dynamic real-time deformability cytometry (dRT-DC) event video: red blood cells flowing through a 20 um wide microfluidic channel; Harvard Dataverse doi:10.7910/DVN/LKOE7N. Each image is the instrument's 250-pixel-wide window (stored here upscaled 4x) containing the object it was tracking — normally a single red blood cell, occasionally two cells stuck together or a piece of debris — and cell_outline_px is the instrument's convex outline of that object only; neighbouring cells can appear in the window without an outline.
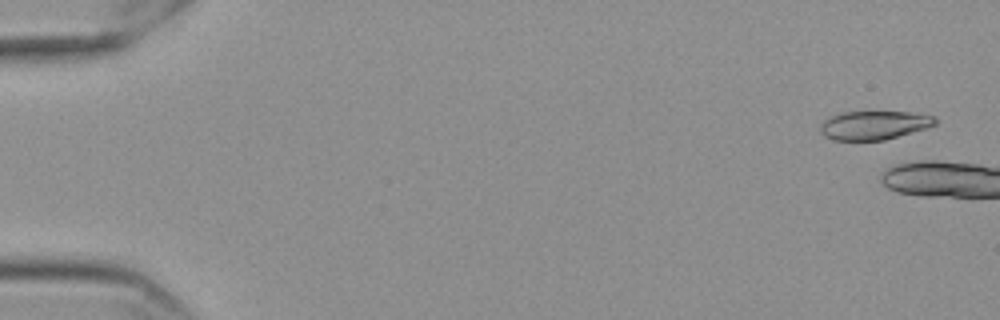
{"species": "Egyptian fruit bat (a non-hibernating species)", "species_latin": "Rousettus aegyptiacus", "temperature_condition": "cold", "stored_images_in_passage": 10, "camera_frame_rate_fps": 3000, "um_per_image_px": 0.085, "frame": {"image": 1, "passage_image": 2, "time_ms": 0.333, "image_size_px": [1000, 320], "cell_outline_px": [[936, 124], [928, 128], [884, 140], [832, 140], [824, 136], [820, 132], [820, 124], [824, 120], [840, 112], [908, 112], [932, 116], [936, 120]], "centroid_in_image_um": [74.26, 10.65], "position_along_channel_um": 10.7, "area_um2": 19.19}}